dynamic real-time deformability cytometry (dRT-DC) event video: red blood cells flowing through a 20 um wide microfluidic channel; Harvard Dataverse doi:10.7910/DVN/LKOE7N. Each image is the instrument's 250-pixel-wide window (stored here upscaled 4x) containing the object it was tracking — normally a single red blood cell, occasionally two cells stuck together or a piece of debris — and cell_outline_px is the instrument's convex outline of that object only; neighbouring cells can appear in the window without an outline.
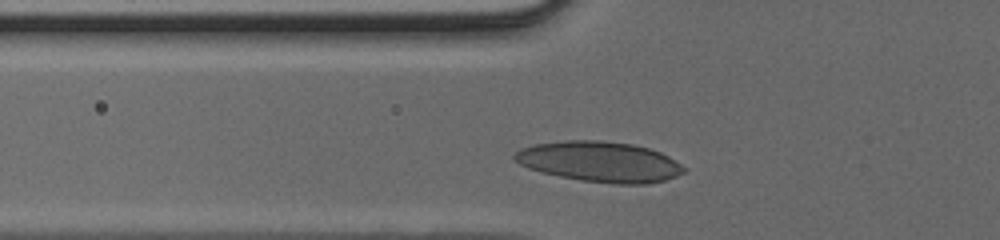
{"species": "human", "species_latin": "Homo sapiens", "temperature_condition": "cold", "stored_images_in_passage": 27, "camera_frame_rate_fps": 3000, "um_per_image_px": 0.085, "donor": {"sex": "male"}, "frame": {"image": 1, "passage_image": 5, "time_ms": 1.333, "image_size_px": [1000, 240], "cell_outline_px": [[688, 172], [664, 180], [644, 184], [616, 184], [580, 180], [560, 176], [528, 168], [512, 160], [512, 156], [520, 148], [536, 144], [568, 140], [596, 140], [632, 144], [648, 148], [660, 152], [668, 156], [688, 168]], "centroid_in_image_um": [51.0, 13.75], "position_along_channel_um": 74.8, "area_um2": 39.88}}
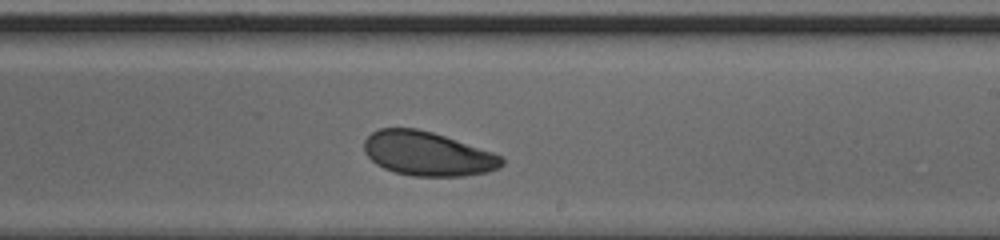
{"frame": {"image": 2, "passage_image": 17, "time_ms": 5.333, "image_size_px": [1000, 240], "cell_outline_px": [[504, 164], [500, 168], [488, 172], [464, 176], [412, 176], [396, 172], [384, 168], [376, 164], [364, 152], [364, 140], [372, 132], [380, 128], [416, 128], [432, 132], [504, 156]], "centroid_in_image_um": [36.35, 13.07], "position_along_channel_um": 252.6, "area_um2": 35.37}}
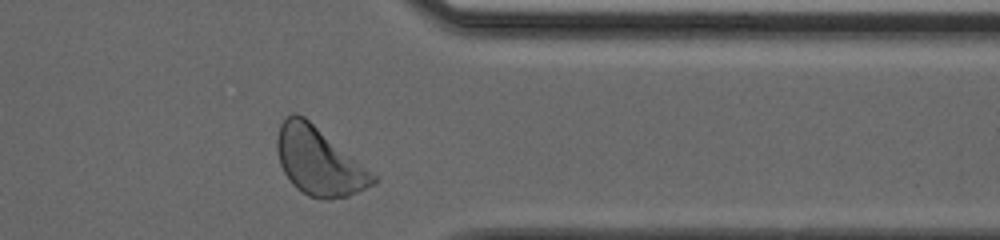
{"frame": {"image": 3, "passage_image": 26, "time_ms": 8.333, "image_size_px": [1000, 240], "cell_outline_px": [[376, 184], [348, 196], [332, 200], [320, 200], [308, 196], [296, 188], [292, 184], [284, 172], [280, 164], [276, 148], [276, 136], [280, 124], [292, 112], [296, 112], [304, 116], [376, 176]], "centroid_in_image_um": [27.07, 13.73], "position_along_channel_um": 384.3, "area_um2": 37.74}}